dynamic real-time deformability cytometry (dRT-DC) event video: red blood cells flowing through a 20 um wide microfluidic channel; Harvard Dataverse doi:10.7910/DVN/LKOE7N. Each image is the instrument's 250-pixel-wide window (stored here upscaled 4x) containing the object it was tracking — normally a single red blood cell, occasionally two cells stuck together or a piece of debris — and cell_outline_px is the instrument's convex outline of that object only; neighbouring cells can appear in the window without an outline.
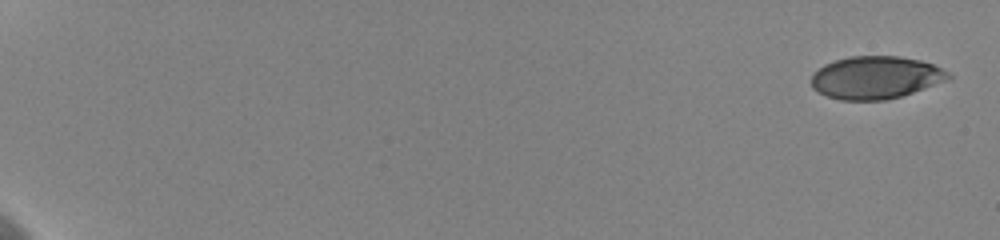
{"species": "human", "species_latin": "Homo sapiens", "temperature_condition": "cold", "stored_images_in_passage": 21, "camera_frame_rate_fps": 3000, "um_per_image_px": 0.085, "donor": {"sex": "female"}, "frame": {"image": 1, "passage_image": 1, "time_ms": 0.0, "image_size_px": [1000, 240], "cell_outline_px": [[952, 80], [900, 96], [884, 100], [840, 100], [828, 96], [812, 88], [812, 72], [824, 64], [848, 56], [900, 56], [920, 60], [932, 64], [948, 72], [952, 76]], "centroid_in_image_um": [74.45, 6.58], "position_along_channel_um": 10.5, "area_um2": 34.22}}
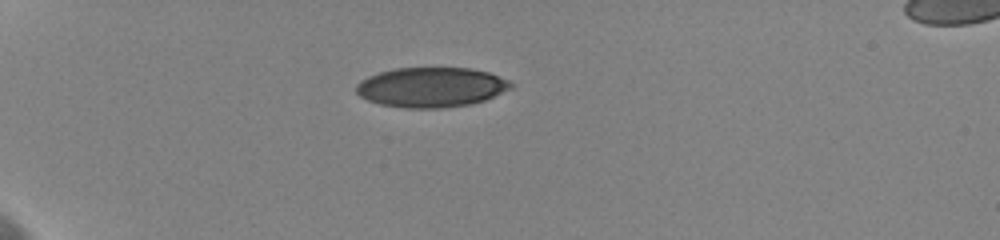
{"frame": {"image": 2, "passage_image": 10, "time_ms": 5.667, "image_size_px": [1000, 240], "cell_outline_px": [[512, 88], [484, 100], [472, 104], [440, 108], [408, 108], [380, 104], [368, 100], [360, 96], [356, 92], [356, 84], [360, 80], [368, 76], [380, 72], [396, 68], [472, 68], [488, 72], [508, 80], [512, 84]], "centroid_in_image_um": [36.64, 7.41], "position_along_channel_um": 48.4, "area_um2": 35.84}}